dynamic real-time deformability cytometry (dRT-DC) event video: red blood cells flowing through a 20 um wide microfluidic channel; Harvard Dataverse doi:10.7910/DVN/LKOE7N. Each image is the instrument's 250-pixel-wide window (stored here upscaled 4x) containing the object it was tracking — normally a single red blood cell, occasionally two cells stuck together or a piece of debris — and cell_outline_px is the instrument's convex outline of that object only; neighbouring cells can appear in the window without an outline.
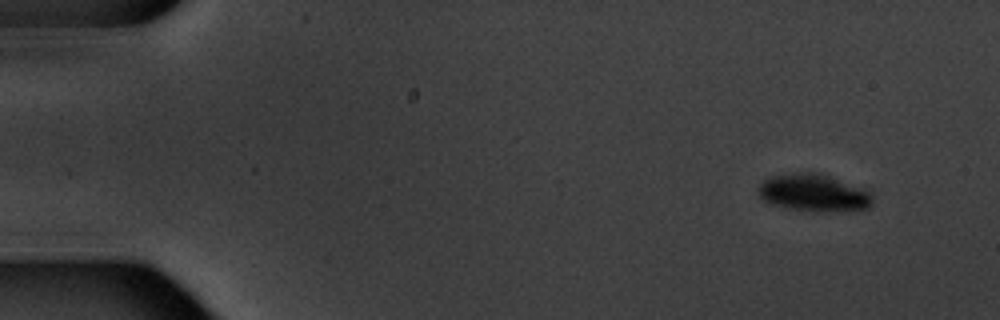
{"species": "common noctule bat (a hibernating species)", "species_latin": "Nyctalus noctula", "temperature_condition": "warm", "stored_images_in_passage": 7, "camera_frame_rate_fps": 3000, "um_per_image_px": 0.085, "animal": {"sex": "male", "body_mass_g": 20.1, "forearm_length_mm": 53.5}, "frame": {"image": 1, "passage_image": 1, "time_ms": 0.0, "image_size_px": [1000, 320], "cell_outline_px": [[872, 204], [868, 208], [848, 212], [828, 212], [788, 208], [772, 204], [764, 200], [756, 192], [756, 188], [764, 180], [772, 176], [800, 172], [816, 172], [868, 192], [872, 196]], "centroid_in_image_um": [69.12, 16.42], "position_along_channel_um": 15.9, "area_um2": 24.45}}
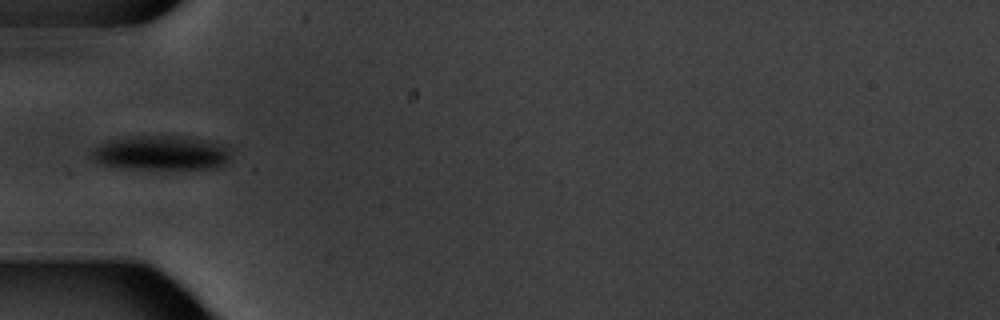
{"frame": {"image": 2, "passage_image": 5, "time_ms": 5.0, "image_size_px": [1000, 320], "cell_outline_px": [[232, 156], [228, 164], [220, 168], [132, 168], [96, 164], [88, 156], [92, 148], [108, 140], [128, 136], [188, 136], [216, 140], [228, 144], [232, 148]], "centroid_in_image_um": [13.79, 12.97], "position_along_channel_um": 71.2, "area_um2": 29.07}}